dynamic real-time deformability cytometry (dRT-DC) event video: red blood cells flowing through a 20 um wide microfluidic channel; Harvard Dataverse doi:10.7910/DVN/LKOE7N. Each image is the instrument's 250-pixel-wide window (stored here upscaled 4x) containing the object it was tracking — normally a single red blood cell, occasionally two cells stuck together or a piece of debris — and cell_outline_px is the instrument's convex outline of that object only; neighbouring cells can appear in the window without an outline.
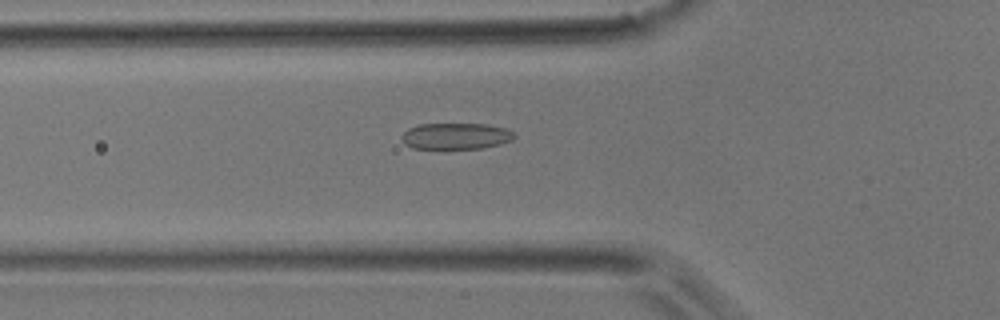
{"species": "common noctule bat (a hibernating species)", "species_latin": "Nyctalus noctula", "temperature_condition": "room temperature", "stored_images_in_passage": 33, "camera_frame_rate_fps": 3000, "um_per_image_px": 0.085, "animal": {"sex": "male", "body_mass_g": 17.9}, "frame": {"image": 1, "passage_image": 7, "time_ms": 2.0, "image_size_px": [1000, 320], "cell_outline_px": [[516, 136], [512, 140], [500, 144], [480, 148], [412, 148], [404, 144], [400, 136], [408, 128], [420, 124], [488, 124], [508, 128], [516, 132]], "centroid_in_image_um": [38.78, 11.55], "position_along_channel_um": 87.0, "area_um2": 17.4}}
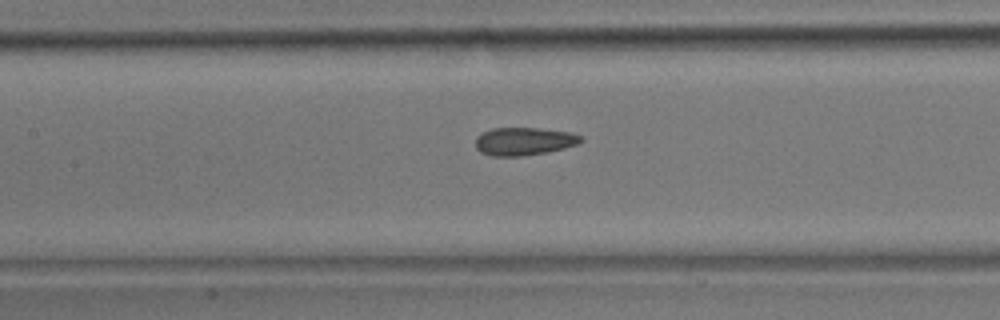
{"frame": {"image": 2, "passage_image": 12, "time_ms": 3.667, "image_size_px": [1000, 320], "cell_outline_px": [[584, 140], [576, 144], [564, 148], [548, 152], [520, 156], [492, 156], [480, 152], [476, 148], [476, 136], [492, 128], [536, 128], [572, 132], [580, 136]], "centroid_in_image_um": [44.53, 12.01], "position_along_channel_um": 162.9, "area_um2": 17.11}}
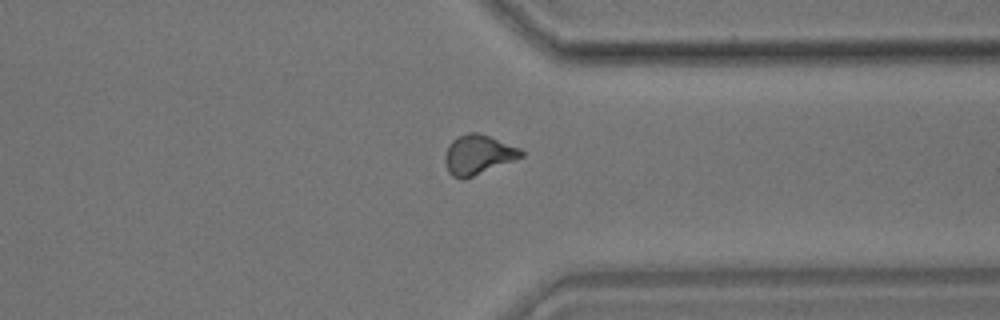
{"frame": {"image": 3, "passage_image": 26, "time_ms": 8.333, "image_size_px": [1000, 320], "cell_outline_px": [[524, 156], [464, 180], [460, 180], [452, 176], [448, 172], [444, 160], [444, 156], [448, 144], [456, 136], [468, 132], [476, 132], [488, 136], [520, 148], [524, 152]], "centroid_in_image_um": [40.59, 13.16], "position_along_channel_um": 370.8, "area_um2": 17.69}}